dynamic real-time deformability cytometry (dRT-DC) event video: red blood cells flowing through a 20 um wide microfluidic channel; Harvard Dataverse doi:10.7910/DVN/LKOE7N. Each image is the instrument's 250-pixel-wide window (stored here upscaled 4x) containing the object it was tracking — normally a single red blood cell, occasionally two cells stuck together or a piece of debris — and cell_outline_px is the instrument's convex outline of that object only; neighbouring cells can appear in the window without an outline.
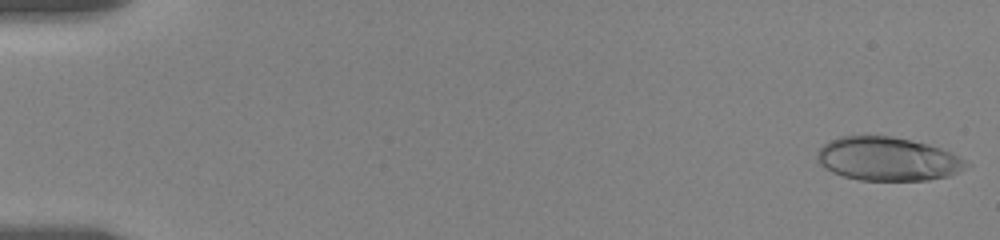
{"species": "human", "species_latin": "Homo sapiens", "temperature_condition": "room temperature", "stored_images_in_passage": 36, "camera_frame_rate_fps": 3000, "um_per_image_px": 0.085, "donor": {"sex": "female"}, "frame": {"image": 1, "passage_image": 1, "time_ms": 0.0, "image_size_px": [1000, 240], "cell_outline_px": [[972, 164], [948, 176], [928, 180], [860, 180], [844, 176], [832, 172], [824, 168], [816, 160], [816, 156], [820, 148], [828, 140], [840, 136], [892, 136], [928, 144], [952, 152]], "centroid_in_image_um": [75.44, 13.51], "position_along_channel_um": 9.6, "area_um2": 37.92}}
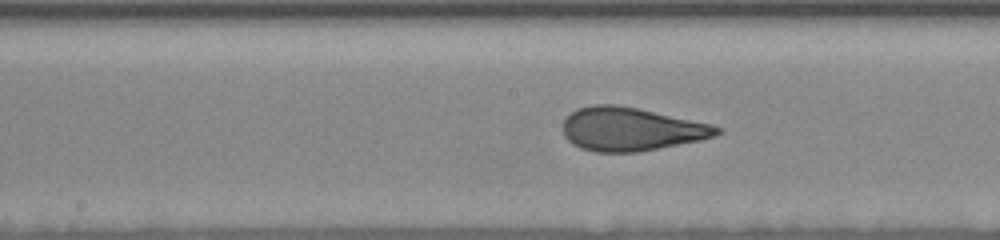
{"frame": {"image": 2, "passage_image": 19, "time_ms": 9.667, "image_size_px": [1000, 240], "cell_outline_px": [[724, 132], [716, 136], [700, 140], [636, 152], [596, 152], [580, 148], [572, 144], [564, 136], [564, 120], [576, 108], [592, 104], [616, 104], [636, 108], [712, 124], [724, 128]], "centroid_in_image_um": [53.65, 10.97], "position_along_channel_um": 194.6, "area_um2": 38.9}}
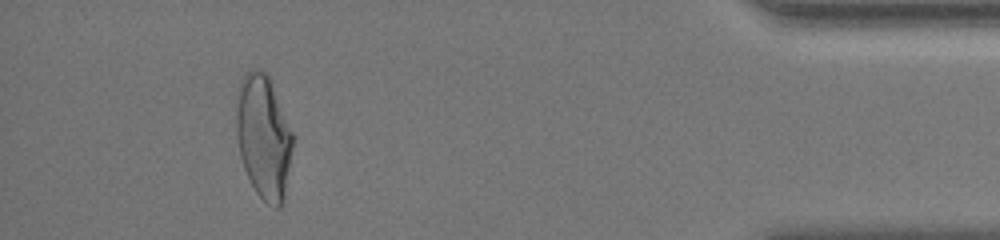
{"frame": {"image": 3, "passage_image": 34, "time_ms": 17.333, "image_size_px": [1000, 240], "cell_outline_px": [[296, 136], [284, 196], [280, 208], [276, 208], [268, 204], [256, 192], [244, 168], [240, 156], [236, 136], [236, 88], [244, 72], [252, 68], [260, 68], [268, 72]], "centroid_in_image_um": [22.42, 11.52], "position_along_channel_um": 412.8, "area_um2": 42.14}, "authors_computed_cell_mechanics": {"area_um2": 38.7549, "velocity_mm_per_s": 3.5055, "shape_relaxation_time_tau1_ms": 7.2578, "shape_relaxation_time_tau2_ms": 0.8545, "deformation_change_tau1": 0.2125, "deformation_change_tau2": 0.0933}}